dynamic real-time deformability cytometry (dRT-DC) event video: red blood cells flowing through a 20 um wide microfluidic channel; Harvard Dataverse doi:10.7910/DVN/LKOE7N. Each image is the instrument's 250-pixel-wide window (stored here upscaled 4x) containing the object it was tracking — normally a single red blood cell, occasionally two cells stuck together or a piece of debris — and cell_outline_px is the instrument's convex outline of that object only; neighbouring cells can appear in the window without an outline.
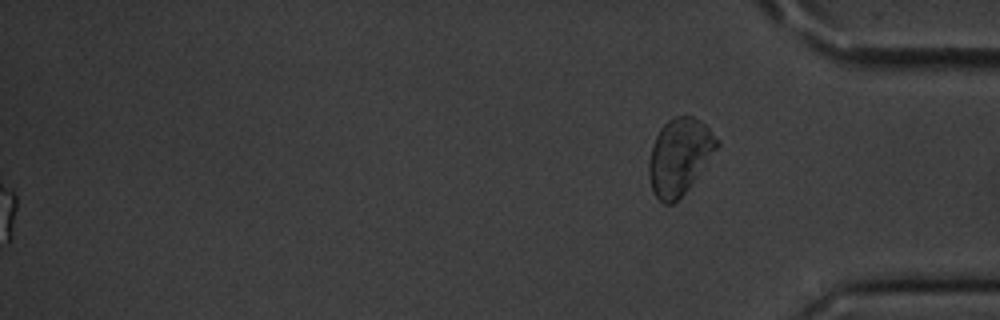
{"species": "common noctule bat (a hibernating species)", "species_latin": "Nyctalus noctula", "temperature_condition": "cold", "stored_images_in_passage": 58, "segment_of_instrument_passage": [2, 2], "camera_frame_rate_fps": 3000, "um_per_image_px": 0.085, "animal": {"sex": "male", "body_mass_g": 20.1, "forearm_length_mm": 53.5}, "frame": {"image": 1, "passage_image": 58, "time_ms": 19.0, "image_size_px": [1000, 320], "cell_outline_px": [[720, 144], [684, 192], [672, 204], [664, 204], [652, 192], [648, 176], [648, 164], [652, 144], [660, 128], [668, 120], [676, 116], [692, 116], [700, 120], [720, 140]], "centroid_in_image_um": [57.72, 13.28], "position_along_channel_um": 377.5, "area_um2": 29.82}}